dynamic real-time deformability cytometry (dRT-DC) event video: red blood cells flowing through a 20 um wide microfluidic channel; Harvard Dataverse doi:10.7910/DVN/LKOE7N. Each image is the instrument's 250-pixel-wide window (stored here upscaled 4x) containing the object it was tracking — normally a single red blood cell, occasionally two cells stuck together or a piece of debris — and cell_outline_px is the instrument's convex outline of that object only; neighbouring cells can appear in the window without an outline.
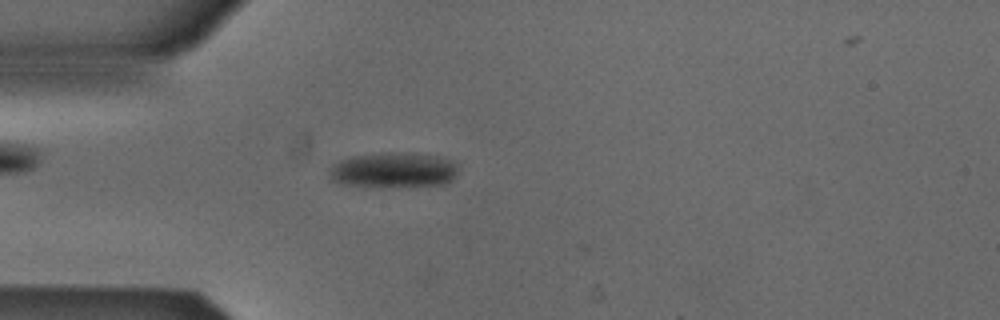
{"species": "Egyptian fruit bat (a non-hibernating species)", "species_latin": "Rousettus aegyptiacus", "temperature_condition": "cold", "stored_images_in_passage": 3, "camera_frame_rate_fps": 3000, "um_per_image_px": 0.085, "animal": {"sex": "male"}, "frame": {"image": 1, "passage_image": 3, "time_ms": 0.667, "image_size_px": [1000, 320], "cell_outline_px": [[460, 168], [456, 176], [448, 184], [408, 188], [380, 188], [344, 184], [332, 180], [328, 176], [328, 168], [332, 164], [340, 160], [352, 156], [388, 152], [436, 156], [460, 164]], "centroid_in_image_um": [33.47, 14.51], "position_along_channel_um": 51.5, "area_um2": 27.4}}